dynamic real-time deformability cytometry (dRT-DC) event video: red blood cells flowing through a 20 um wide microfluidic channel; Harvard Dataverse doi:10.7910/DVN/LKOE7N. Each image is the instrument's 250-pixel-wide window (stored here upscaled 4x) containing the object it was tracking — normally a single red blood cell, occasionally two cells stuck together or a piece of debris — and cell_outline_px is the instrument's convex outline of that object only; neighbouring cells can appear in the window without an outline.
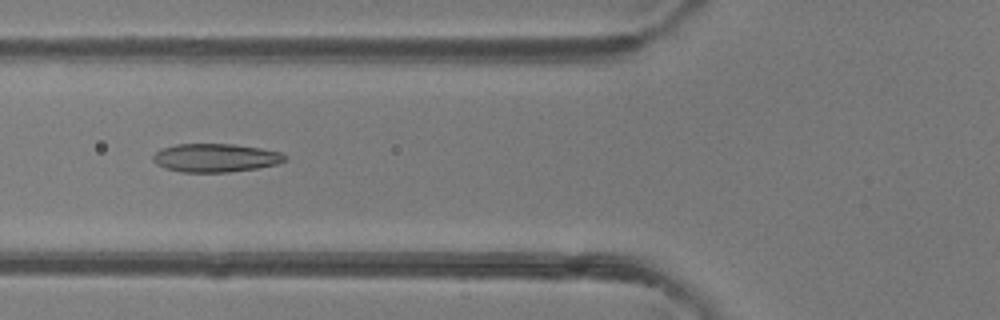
{"species": "common noctule bat (a hibernating species)", "species_latin": "Nyctalus noctula", "temperature_condition": "room temperature", "stored_images_in_passage": 47, "camera_frame_rate_fps": 3000, "um_per_image_px": 0.085, "animal": {"sex": "female"}, "frame": {"image": 1, "passage_image": 18, "time_ms": 5.667, "image_size_px": [1000, 320], "cell_outline_px": [[288, 160], [280, 164], [260, 168], [228, 172], [180, 172], [164, 168], [156, 164], [152, 160], [152, 156], [160, 148], [176, 144], [232, 144], [260, 148], [280, 152], [288, 156]], "centroid_in_image_um": [18.34, 13.42], "position_along_channel_um": 107.5, "area_um2": 22.2}}
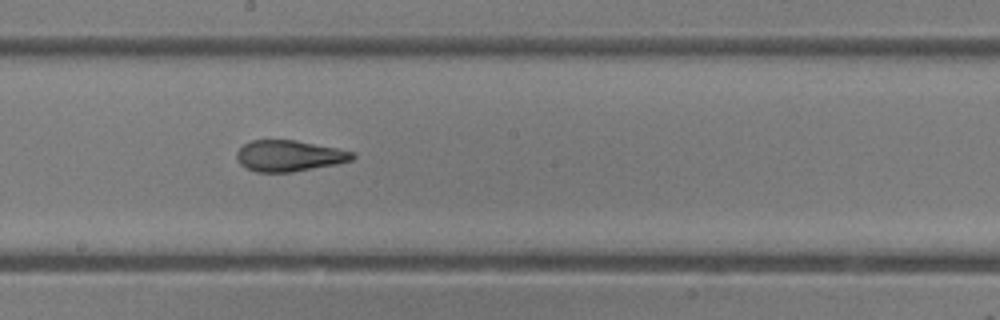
{"frame": {"image": 2, "passage_image": 26, "time_ms": 8.333, "image_size_px": [1000, 320], "cell_outline_px": [[356, 156], [352, 160], [336, 164], [292, 172], [256, 172], [240, 164], [236, 160], [236, 152], [244, 144], [252, 140], [296, 140], [356, 152]], "centroid_in_image_um": [24.58, 13.24], "position_along_channel_um": 223.6, "area_um2": 20.98}}
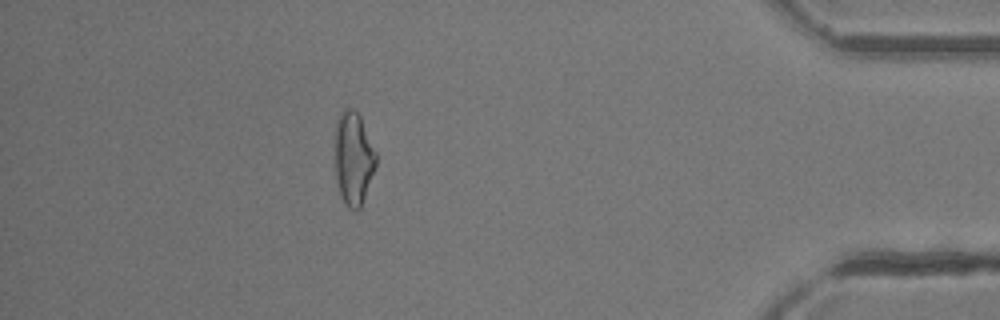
{"frame": {"image": 3, "passage_image": 42, "time_ms": 13.667, "image_size_px": [1000, 320], "cell_outline_px": [[376, 164], [360, 208], [356, 212], [348, 208], [344, 204], [336, 180], [336, 120], [340, 112], [344, 108], [352, 108], [360, 116], [376, 152]], "centroid_in_image_um": [30.04, 13.46], "position_along_channel_um": 405.2, "area_um2": 22.02}, "authors_computed_cell_mechanics": {"area_um2": 22.1952, "velocity_mm_per_s": 4.3374, "shape_relaxation_time_tau1_ms": 6.4311, "shape_relaxation_time_tau2_ms": 1.5905, "deformation_change_tau1": 0.191, "deformation_change_tau2": 0.0964}}